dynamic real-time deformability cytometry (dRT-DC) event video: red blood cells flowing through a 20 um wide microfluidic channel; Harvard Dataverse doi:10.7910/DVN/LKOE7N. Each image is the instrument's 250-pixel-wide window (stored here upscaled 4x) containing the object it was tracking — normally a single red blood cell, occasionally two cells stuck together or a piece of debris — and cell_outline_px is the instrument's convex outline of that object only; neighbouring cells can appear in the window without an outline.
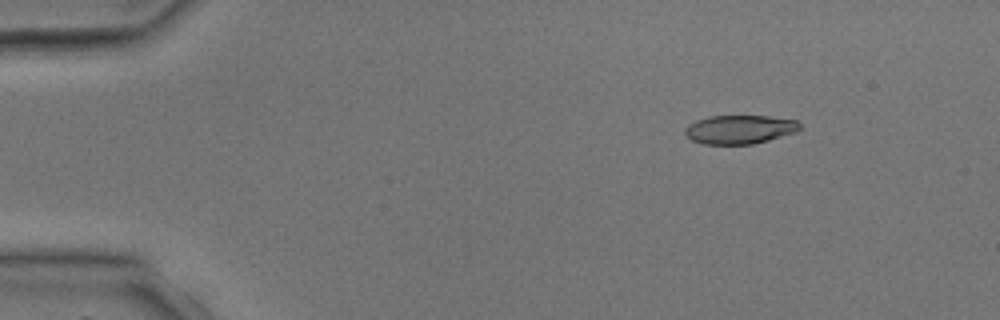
{"species": "common noctule bat (a hibernating species)", "species_latin": "Nyctalus noctula", "temperature_condition": "room temperature", "stored_images_in_passage": 3, "camera_frame_rate_fps": 3000, "um_per_image_px": 0.085, "animal": {"sex": "male", "body_mass_g": 17.9, "forearm_length_mm": 54.2}, "frame": {"image": 1, "passage_image": 2, "time_ms": 1.0, "image_size_px": [1000, 320], "cell_outline_px": [[804, 128], [796, 132], [768, 140], [752, 144], [700, 144], [692, 140], [684, 132], [684, 128], [688, 124], [696, 120], [708, 116], [768, 116], [796, 120]], "centroid_in_image_um": [62.87, 11.0], "position_along_channel_um": 22.1, "area_um2": 19.36}}